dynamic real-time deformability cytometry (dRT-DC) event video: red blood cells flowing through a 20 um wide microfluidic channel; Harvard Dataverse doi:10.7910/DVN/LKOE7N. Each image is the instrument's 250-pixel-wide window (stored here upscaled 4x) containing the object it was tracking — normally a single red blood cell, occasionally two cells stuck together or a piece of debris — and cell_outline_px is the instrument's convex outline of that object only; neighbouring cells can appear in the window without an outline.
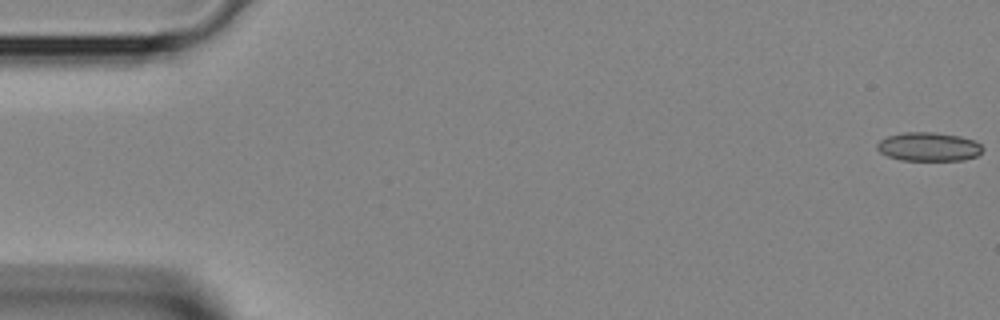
{"species": "Egyptian fruit bat (a non-hibernating species)", "species_latin": "Rousettus aegyptiacus", "temperature_condition": "room temperature", "stored_images_in_passage": 5, "camera_frame_rate_fps": 3000, "um_per_image_px": 0.085, "animal": {"sex": "female"}, "frame": {"image": 1, "passage_image": 1, "time_ms": 0.0, "image_size_px": [1000, 320], "cell_outline_px": [[984, 148], [976, 156], [964, 160], [900, 160], [888, 156], [880, 152], [876, 148], [876, 144], [880, 140], [888, 136], [904, 132], [932, 132], [960, 136], [976, 140]], "centroid_in_image_um": [78.94, 12.47], "position_along_channel_um": 6.1, "area_um2": 17.74}}
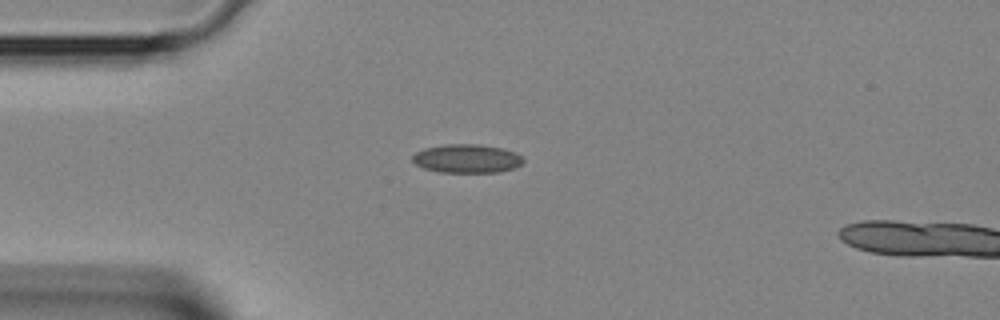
{"frame": {"image": 2, "passage_image": 4, "time_ms": 1.0, "image_size_px": [1000, 320], "cell_outline_px": [[524, 160], [516, 168], [500, 172], [440, 172], [424, 168], [416, 164], [412, 160], [412, 156], [416, 152], [424, 148], [444, 144], [480, 144], [504, 148], [516, 152]], "centroid_in_image_um": [39.7, 13.47], "position_along_channel_um": 45.3, "area_um2": 18.61}}